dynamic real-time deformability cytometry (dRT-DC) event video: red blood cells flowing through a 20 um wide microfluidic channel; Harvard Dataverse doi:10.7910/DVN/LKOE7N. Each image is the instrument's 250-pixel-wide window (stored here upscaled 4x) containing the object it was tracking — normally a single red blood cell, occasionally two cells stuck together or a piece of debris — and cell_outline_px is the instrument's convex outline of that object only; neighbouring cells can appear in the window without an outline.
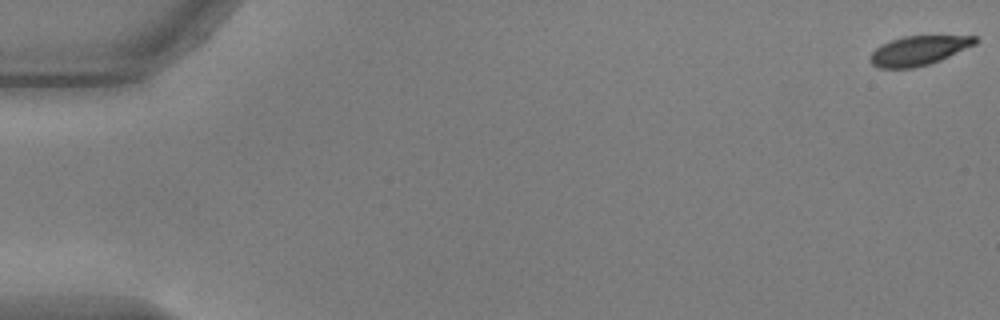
{"species": "common noctule bat (a hibernating species)", "species_latin": "Nyctalus noctula", "temperature_condition": "warm", "stored_images_in_passage": 6, "camera_frame_rate_fps": 3000, "um_per_image_px": 0.085, "animal": {"sex": "male", "body_mass_g": 17.9, "forearm_length_mm": 54.2}, "frame": {"image": 1, "passage_image": 1, "time_ms": 0.0, "image_size_px": [1000, 320], "cell_outline_px": [[980, 40], [976, 44], [940, 60], [928, 64], [912, 68], [880, 68], [872, 64], [868, 60], [872, 52], [876, 48], [892, 40], [904, 36], [976, 36]], "centroid_in_image_um": [78.09, 4.3], "position_along_channel_um": 6.9, "area_um2": 17.8}}